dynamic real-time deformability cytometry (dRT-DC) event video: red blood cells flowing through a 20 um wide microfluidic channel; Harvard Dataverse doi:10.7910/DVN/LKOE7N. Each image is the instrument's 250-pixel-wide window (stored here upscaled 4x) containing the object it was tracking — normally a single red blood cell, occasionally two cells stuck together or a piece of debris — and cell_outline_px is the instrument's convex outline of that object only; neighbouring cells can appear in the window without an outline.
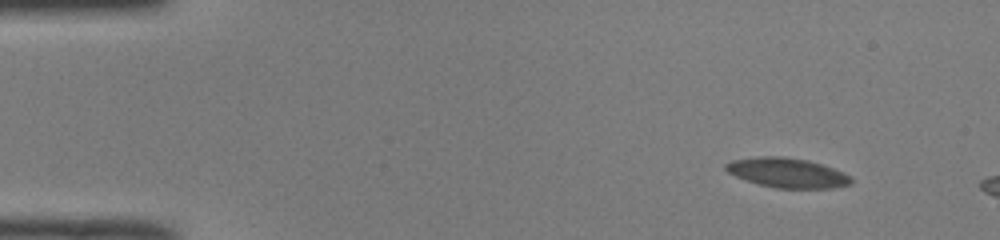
{"species": "common noctule bat (a hibernating species)", "species_latin": "Nyctalus noctula", "temperature_condition": "room temperature", "stored_images_in_passage": 42, "camera_frame_rate_fps": 3000, "um_per_image_px": 0.085, "animal": {"sex": "male", "body_mass_g": 19.0, "forearm_length_mm": 50.8}, "frame": {"image": 1, "passage_image": 1, "time_ms": 0.0, "image_size_px": [1000, 240], "cell_outline_px": [[852, 184], [832, 188], [776, 188], [760, 184], [736, 176], [728, 172], [724, 168], [724, 164], [732, 160], [764, 156], [780, 156], [808, 160], [832, 168], [852, 176]], "centroid_in_image_um": [66.93, 14.69], "position_along_channel_um": 18.1, "area_um2": 21.44}}
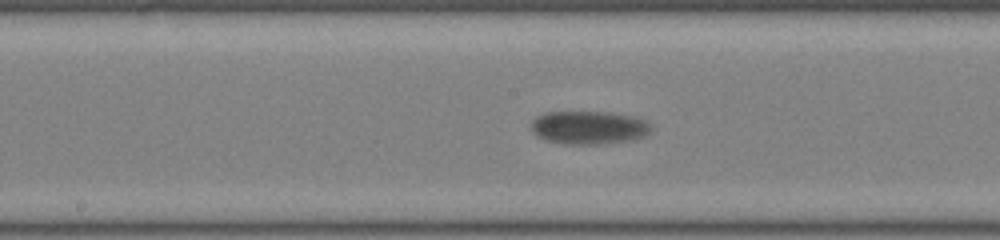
{"frame": {"image": 2, "passage_image": 24, "time_ms": 7.667, "image_size_px": [1000, 240], "cell_outline_px": [[652, 128], [644, 136], [628, 140], [596, 144], [564, 144], [544, 140], [536, 136], [532, 132], [532, 120], [536, 116], [544, 112], [608, 112], [636, 116], [652, 124]], "centroid_in_image_um": [50.02, 10.83], "position_along_channel_um": 198.2, "area_um2": 23.35}}
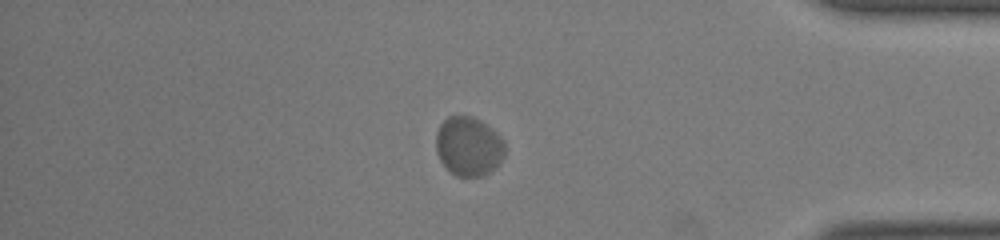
{"frame": {"image": 3, "passage_image": 42, "time_ms": 13.667, "image_size_px": [1000, 240], "cell_outline_px": [[504, 156], [488, 172], [480, 176], [456, 176], [440, 160], [436, 152], [436, 132], [440, 124], [448, 116], [472, 116], [480, 120], [496, 132], [504, 140]], "centroid_in_image_um": [39.81, 12.41], "position_along_channel_um": 395.4, "area_um2": 23.47}}